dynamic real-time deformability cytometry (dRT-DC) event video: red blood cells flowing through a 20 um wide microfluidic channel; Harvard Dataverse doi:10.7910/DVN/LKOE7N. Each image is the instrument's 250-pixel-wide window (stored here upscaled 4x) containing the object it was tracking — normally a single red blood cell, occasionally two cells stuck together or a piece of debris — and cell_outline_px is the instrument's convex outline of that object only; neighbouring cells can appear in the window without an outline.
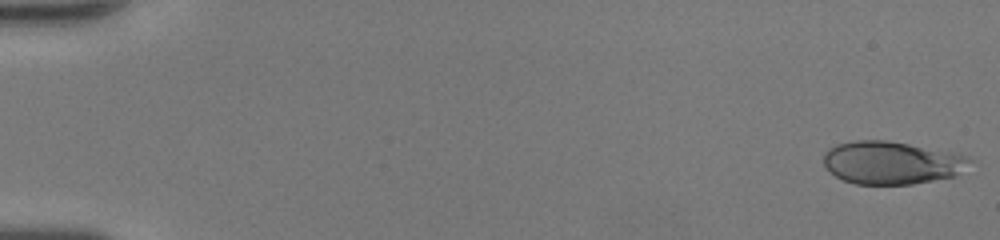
{"species": "human", "species_latin": "Homo sapiens", "temperature_condition": "room temperature", "stored_images_in_passage": 49, "camera_frame_rate_fps": 3000, "um_per_image_px": 0.085, "donor": {"sex": "female"}, "frame": {"image": 1, "passage_image": 1, "time_ms": 0.0, "image_size_px": [1000, 240], "cell_outline_px": [[972, 160], [956, 176], [912, 184], [856, 184], [844, 180], [836, 176], [824, 168], [824, 152], [828, 148], [836, 144], [856, 140], [888, 140], [952, 152], [964, 156]], "centroid_in_image_um": [75.73, 13.82], "position_along_channel_um": 9.3, "area_um2": 36.41}}
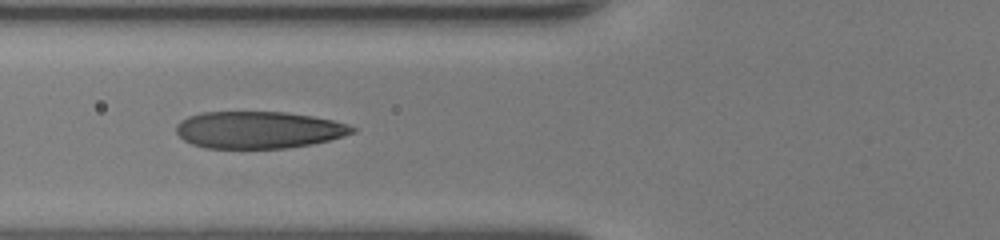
{"frame": {"image": 2, "passage_image": 20, "time_ms": 6.333, "image_size_px": [1000, 240], "cell_outline_px": [[356, 132], [344, 136], [312, 144], [288, 148], [204, 148], [192, 144], [184, 140], [176, 132], [176, 124], [180, 120], [188, 116], [200, 112], [284, 112], [312, 116], [332, 120], [348, 124], [356, 128]], "centroid_in_image_um": [21.97, 11.04], "position_along_channel_um": 103.8, "area_um2": 38.15}}
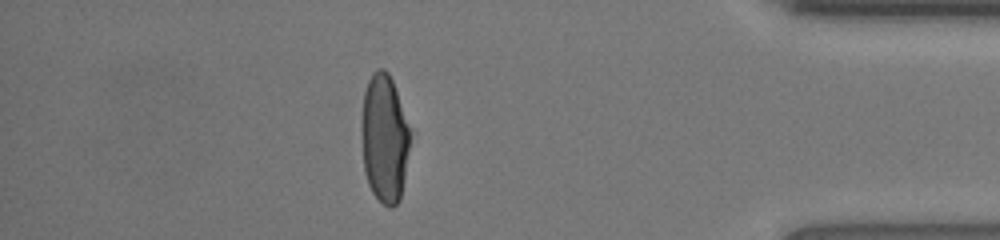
{"frame": {"image": 3, "passage_image": 43, "time_ms": 14.0, "image_size_px": [1000, 240], "cell_outline_px": [[408, 148], [404, 176], [400, 200], [392, 208], [388, 208], [372, 192], [368, 184], [364, 172], [364, 92], [368, 80], [372, 72], [376, 68], [384, 68], [388, 72], [392, 80], [408, 128]], "centroid_in_image_um": [32.67, 11.78], "position_along_channel_um": 402.5, "area_um2": 34.74}, "authors_computed_cell_mechanics": {"area_um2": 37.5122, "velocity_mm_per_s": 4.3439, "shape_relaxation_time_tau1_ms": 4.0852, "shape_relaxation_time_tau2_ms": null, "deformation_change_tau1": 0.2214, "deformation_change_tau2": null}}